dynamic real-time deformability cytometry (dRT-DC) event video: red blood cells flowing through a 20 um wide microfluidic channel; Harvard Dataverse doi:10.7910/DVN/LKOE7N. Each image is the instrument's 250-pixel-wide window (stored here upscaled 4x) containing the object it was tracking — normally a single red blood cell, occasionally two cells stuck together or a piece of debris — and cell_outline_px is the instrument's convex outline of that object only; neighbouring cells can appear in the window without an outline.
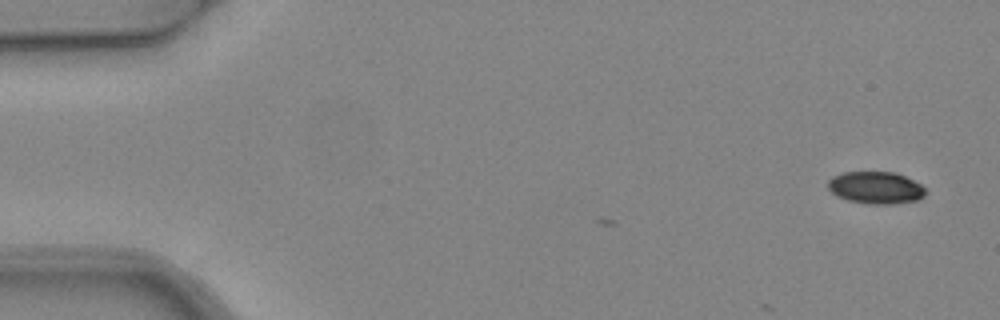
{"species": "common noctule bat (a hibernating species)", "species_latin": "Nyctalus noctula", "temperature_condition": "warm", "stored_images_in_passage": 4, "camera_frame_rate_fps": 3000, "um_per_image_px": 0.085, "animal": {"sex": "female", "body_mass_g": 24.6, "forearm_length_mm": 56.2}, "frame": {"image": 1, "passage_image": 1, "time_ms": 0.0, "image_size_px": [1000, 320], "cell_outline_px": [[924, 196], [920, 200], [892, 204], [868, 204], [848, 200], [836, 196], [828, 188], [828, 180], [832, 176], [844, 172], [896, 172], [920, 184], [924, 188]], "centroid_in_image_um": [74.42, 15.96], "position_along_channel_um": 10.6, "area_um2": 18.32}}